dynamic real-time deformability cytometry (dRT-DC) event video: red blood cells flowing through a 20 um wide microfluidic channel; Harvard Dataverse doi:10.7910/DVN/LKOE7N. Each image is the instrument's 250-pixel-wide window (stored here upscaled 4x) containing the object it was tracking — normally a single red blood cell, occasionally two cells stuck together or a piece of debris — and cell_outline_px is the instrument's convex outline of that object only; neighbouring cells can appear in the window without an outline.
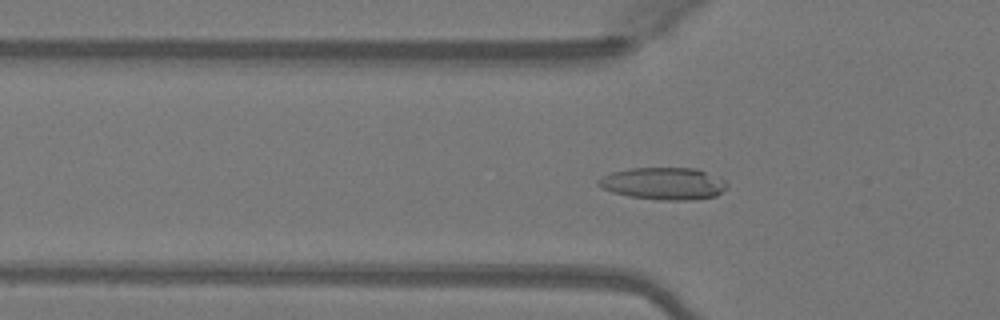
{"species": "Egyptian fruit bat (a non-hibernating species)", "species_latin": "Rousettus aegyptiacus", "temperature_condition": "warm", "stored_images_in_passage": 51, "camera_frame_rate_fps": 3000, "um_per_image_px": 0.085, "animal": {"sex": "female"}, "frame": {"image": 1, "passage_image": 17, "time_ms": 5.333, "image_size_px": [1000, 320], "cell_outline_px": [[728, 188], [716, 196], [692, 200], [660, 200], [628, 196], [612, 192], [600, 188], [596, 184], [596, 180], [600, 176], [612, 172], [628, 168], [696, 168], [720, 176], [728, 184]], "centroid_in_image_um": [56.4, 15.6], "position_along_channel_um": 69.4, "area_um2": 24.62}}
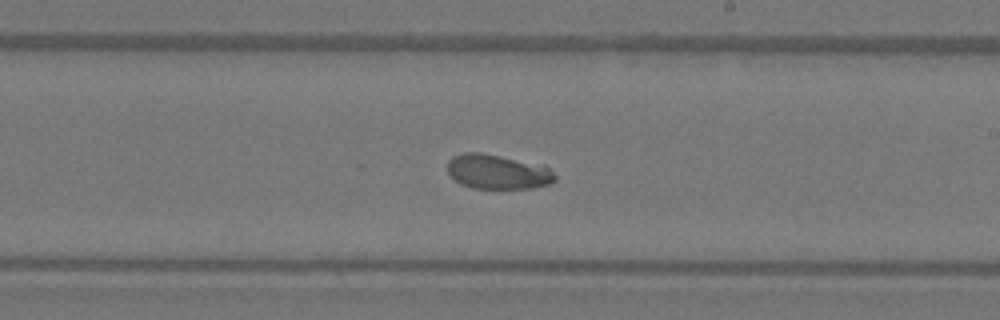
{"frame": {"image": 2, "passage_image": 30, "time_ms": 9.667, "image_size_px": [1000, 320], "cell_outline_px": [[556, 180], [548, 184], [532, 188], [472, 188], [460, 184], [448, 172], [448, 160], [452, 156], [464, 152], [480, 152], [544, 164], [556, 176]], "centroid_in_image_um": [42.3, 14.59], "position_along_channel_um": 246.7, "area_um2": 21.79}}
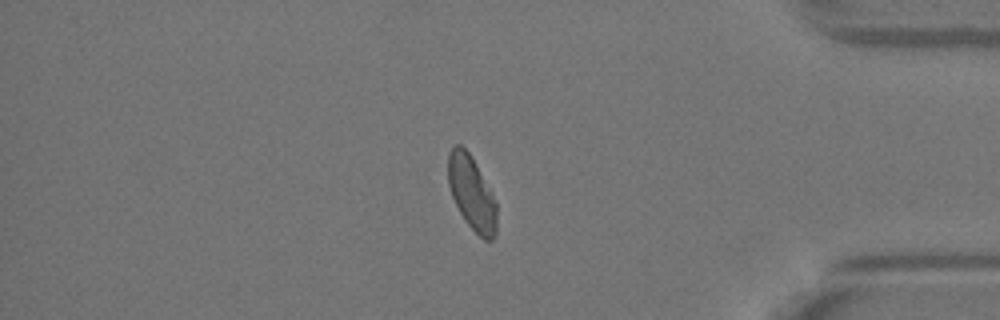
{"frame": {"image": 3, "passage_image": 43, "time_ms": 14.0, "image_size_px": [1000, 320], "cell_outline_px": [[496, 236], [492, 240], [484, 240], [468, 224], [460, 212], [452, 196], [448, 184], [448, 152], [456, 144], [460, 144], [472, 156], [492, 192], [496, 200]], "centroid_in_image_um": [40.1, 16.39], "position_along_channel_um": 395.1, "area_um2": 20.92}, "authors_computed_cell_mechanics": {"area_um2": 22.4264, "velocity_mm_per_s": 4.0801, "shape_relaxation_time_tau1_ms": 4.7061, "shape_relaxation_time_tau2_ms": 4.214, "deformation_change_tau1": 0.1474, "deformation_change_tau2": 0.0579}}